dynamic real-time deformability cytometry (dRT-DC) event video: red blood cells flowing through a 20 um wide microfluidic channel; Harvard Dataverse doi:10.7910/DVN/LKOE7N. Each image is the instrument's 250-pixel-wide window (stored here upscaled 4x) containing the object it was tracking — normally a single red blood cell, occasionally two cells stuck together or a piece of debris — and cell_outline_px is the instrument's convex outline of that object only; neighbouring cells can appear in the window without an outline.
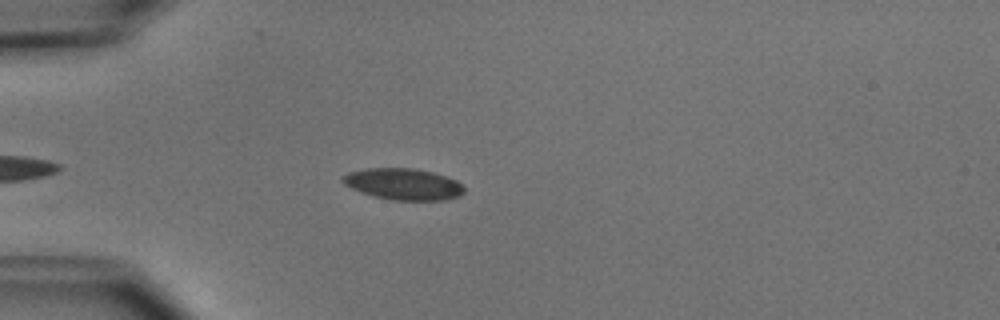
{"species": "common noctule bat (a hibernating species)", "species_latin": "Nyctalus noctula", "temperature_condition": "cold", "stored_images_in_passage": 5, "camera_frame_rate_fps": 3000, "um_per_image_px": 0.085, "animal": {"sex": "male", "body_mass_g": 15.6}, "frame": {"image": 1, "passage_image": 5, "time_ms": 4.333, "image_size_px": [1000, 320], "cell_outline_px": [[464, 192], [460, 196], [444, 200], [392, 200], [376, 196], [352, 188], [344, 184], [340, 180], [340, 176], [348, 172], [364, 168], [416, 168], [448, 176], [456, 180], [464, 188]], "centroid_in_image_um": [34.28, 15.63], "position_along_channel_um": 50.7, "area_um2": 22.31}}